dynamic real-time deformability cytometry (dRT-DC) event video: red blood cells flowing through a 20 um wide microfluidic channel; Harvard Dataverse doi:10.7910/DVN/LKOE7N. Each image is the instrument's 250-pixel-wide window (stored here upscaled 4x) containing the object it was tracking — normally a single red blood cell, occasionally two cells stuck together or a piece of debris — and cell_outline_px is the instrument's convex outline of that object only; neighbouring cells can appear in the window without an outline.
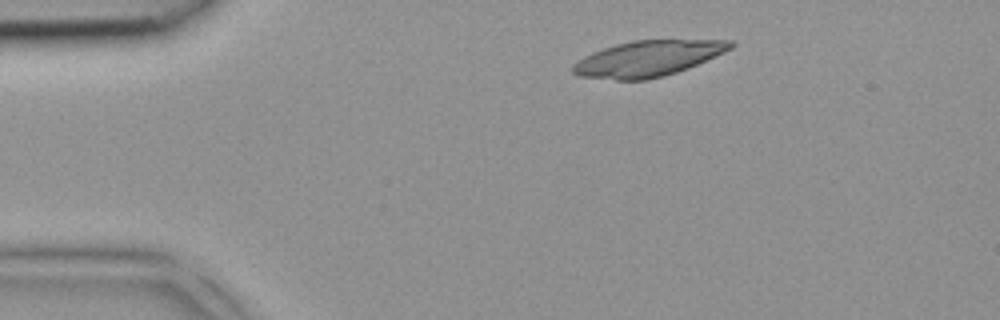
{"species": "common noctule bat (a hibernating species)", "species_latin": "Nyctalus noctula", "temperature_condition": "room temperature", "stored_images_in_passage": 4, "camera_frame_rate_fps": 3000, "um_per_image_px": 0.085, "animal": {"sex": "female", "body_mass_g": 18.4}, "frame": {"image": 1, "passage_image": 4, "time_ms": 1.0, "image_size_px": [1000, 320], "cell_outline_px": [[736, 44], [732, 48], [724, 52], [688, 68], [664, 76], [644, 80], [616, 80], [580, 76], [572, 72], [572, 64], [584, 56], [592, 52], [616, 44], [632, 40], [732, 40]], "centroid_in_image_um": [55.06, 4.97], "position_along_channel_um": 29.9, "area_um2": 32.71}}